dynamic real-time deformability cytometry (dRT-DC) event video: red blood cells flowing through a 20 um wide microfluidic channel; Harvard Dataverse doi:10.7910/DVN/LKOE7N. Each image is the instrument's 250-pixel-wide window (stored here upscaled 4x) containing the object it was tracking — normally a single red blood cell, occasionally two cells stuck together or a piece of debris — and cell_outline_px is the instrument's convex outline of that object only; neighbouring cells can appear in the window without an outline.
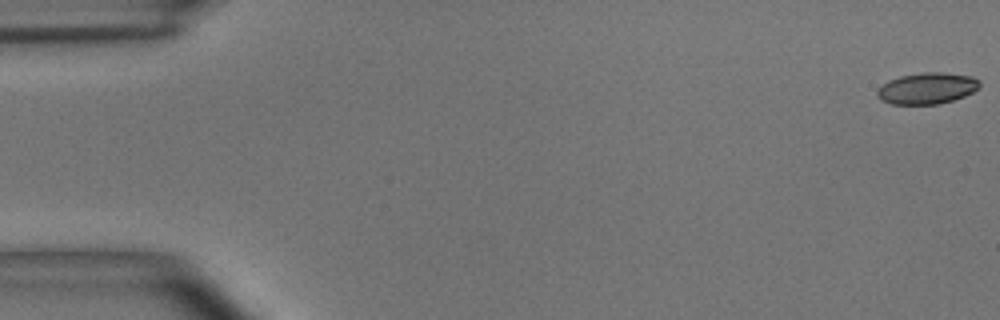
{"species": "common noctule bat (a hibernating species)", "species_latin": "Nyctalus noctula", "temperature_condition": "room temperature", "stored_images_in_passage": 16, "camera_frame_rate_fps": 3000, "um_per_image_px": 0.085, "animal": {"sex": "male", "body_mass_g": 15.6}, "frame": {"image": 1, "passage_image": 1, "time_ms": 0.0, "image_size_px": [1000, 320], "cell_outline_px": [[980, 88], [964, 96], [940, 104], [892, 104], [880, 100], [876, 96], [876, 92], [888, 80], [900, 76], [924, 72], [944, 72], [972, 76], [980, 80]], "centroid_in_image_um": [78.82, 7.5], "position_along_channel_um": 6.2, "area_um2": 18.79}}
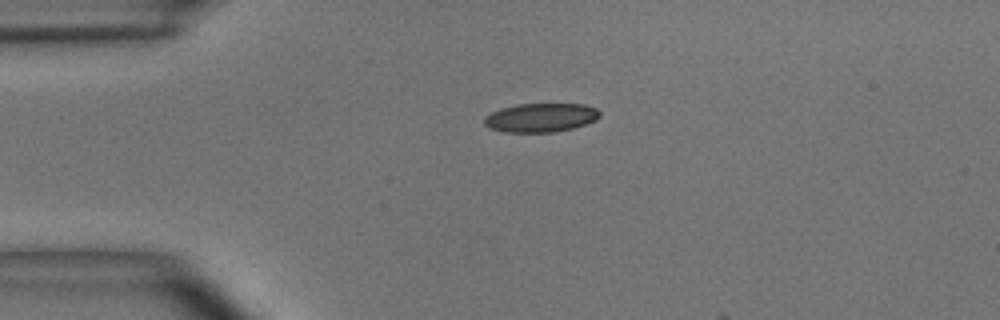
{"frame": {"image": 2, "passage_image": 13, "time_ms": 4.0, "image_size_px": [1000, 320], "cell_outline_px": [[600, 116], [596, 120], [572, 128], [556, 132], [504, 132], [488, 128], [484, 124], [484, 120], [492, 112], [500, 108], [516, 104], [584, 104], [596, 108], [600, 112]], "centroid_in_image_um": [45.96, 10.0], "position_along_channel_um": 39.0, "area_um2": 19.42}}